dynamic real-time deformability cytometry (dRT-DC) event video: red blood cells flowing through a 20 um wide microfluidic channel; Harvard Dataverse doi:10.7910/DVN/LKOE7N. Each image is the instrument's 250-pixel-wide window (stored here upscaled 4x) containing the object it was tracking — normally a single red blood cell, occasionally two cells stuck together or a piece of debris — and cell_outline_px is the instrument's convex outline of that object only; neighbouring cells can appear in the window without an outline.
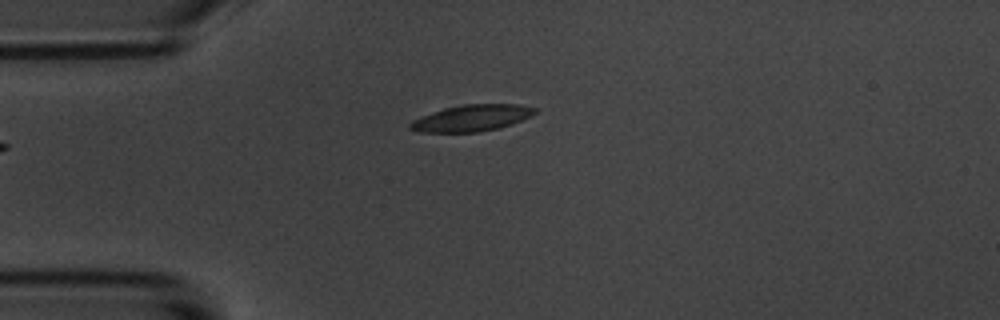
{"species": "common noctule bat (a hibernating species)", "species_latin": "Nyctalus noctula", "temperature_condition": "room temperature", "stored_images_in_passage": 43, "camera_frame_rate_fps": 3000, "um_per_image_px": 0.085, "animal": {"sex": "male", "body_mass_g": 20.1, "forearm_length_mm": 53.5}, "frame": {"image": 1, "passage_image": 1, "time_ms": 0.0, "image_size_px": [1000, 320], "cell_outline_px": [[536, 112], [512, 124], [500, 128], [480, 132], [420, 132], [408, 128], [408, 124], [412, 120], [432, 112], [444, 108], [464, 104], [516, 104], [536, 108]], "centroid_in_image_um": [40.05, 10.04], "position_along_channel_um": 44.9, "area_um2": 19.13}}
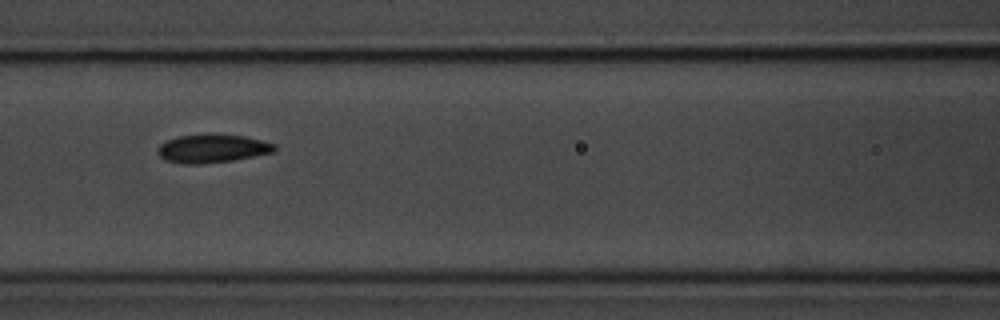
{"frame": {"image": 2, "passage_image": 11, "time_ms": 3.333, "image_size_px": [1000, 320], "cell_outline_px": [[276, 152], [232, 160], [196, 164], [184, 164], [168, 160], [160, 156], [156, 152], [160, 144], [168, 140], [180, 136], [244, 136], [264, 140], [276, 144]], "centroid_in_image_um": [18.1, 12.65], "position_along_channel_um": 148.5, "area_um2": 18.67}}
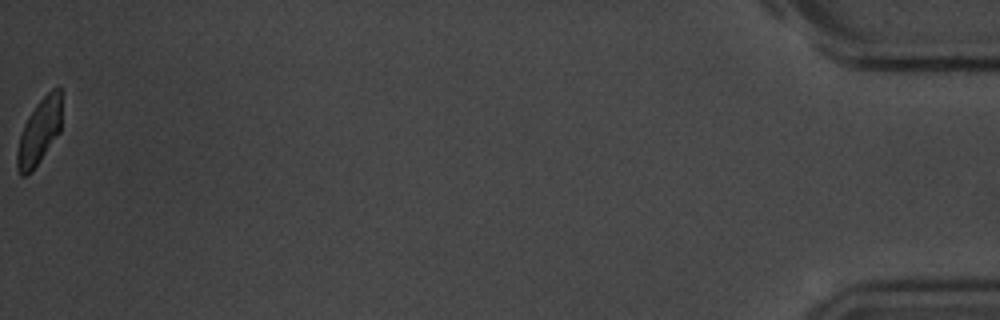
{"frame": {"image": 3, "passage_image": 43, "time_ms": 14.0, "image_size_px": [1000, 320], "cell_outline_px": [[60, 132], [32, 172], [28, 176], [20, 176], [16, 168], [16, 152], [20, 136], [24, 124], [28, 116], [36, 104], [52, 88], [60, 88]], "centroid_in_image_um": [3.3, 11.26], "position_along_channel_um": 431.9, "area_um2": 16.99}, "authors_computed_cell_mechanics": {"area_um2": 19.074, "velocity_mm_per_s": 3.593, "shape_relaxation_time_tau1_ms": 4.6979, "shape_relaxation_time_tau2_ms": 2.7919, "deformation_change_tau1": 0.1271, "deformation_change_tau2": 0.0827}}